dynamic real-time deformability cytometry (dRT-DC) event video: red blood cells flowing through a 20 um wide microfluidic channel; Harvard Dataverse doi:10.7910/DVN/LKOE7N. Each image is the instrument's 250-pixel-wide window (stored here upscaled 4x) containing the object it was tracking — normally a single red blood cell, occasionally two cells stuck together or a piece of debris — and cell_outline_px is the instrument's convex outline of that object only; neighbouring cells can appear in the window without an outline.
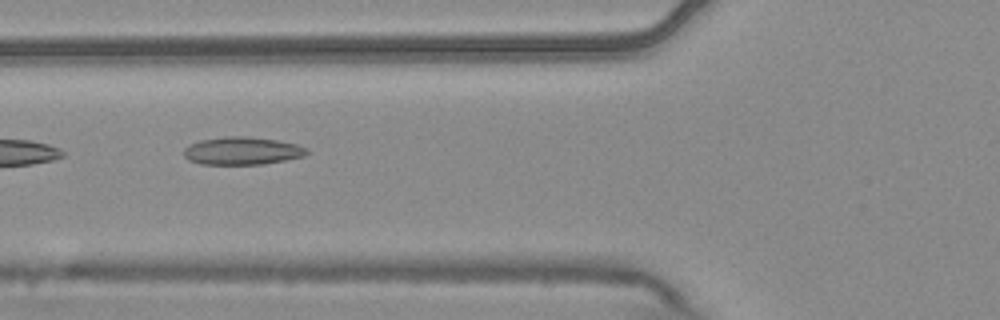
{"species": "common noctule bat (a hibernating species)", "species_latin": "Nyctalus noctula", "temperature_condition": "warm", "stored_images_in_passage": 10, "camera_frame_rate_fps": 3000, "um_per_image_px": 0.085, "animal": {"sex": "male", "body_mass_g": 20.4}, "frame": {"image": 1, "passage_image": 5, "time_ms": 1.333, "image_size_px": [1000, 320], "cell_outline_px": [[308, 152], [304, 156], [264, 164], [200, 164], [188, 160], [184, 156], [184, 148], [188, 144], [200, 140], [224, 136], [252, 136], [276, 140], [296, 144], [308, 148]], "centroid_in_image_um": [20.56, 12.81], "position_along_channel_um": 105.2, "area_um2": 20.06}}
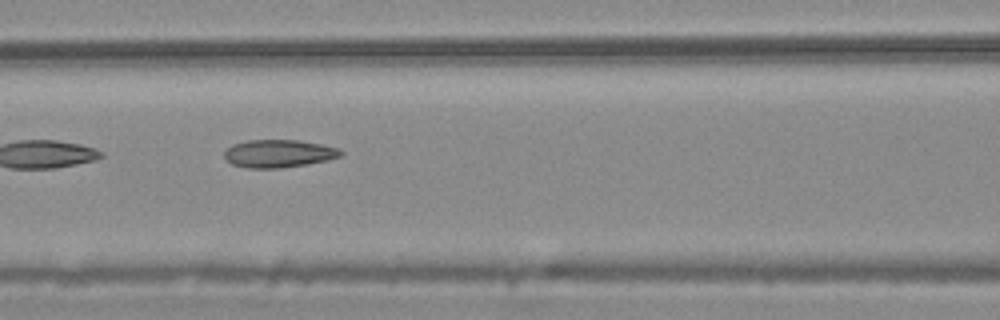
{"frame": {"image": 2, "passage_image": 6, "time_ms": 1.667, "image_size_px": [1000, 320], "cell_outline_px": [[344, 152], [340, 156], [328, 160], [308, 164], [280, 168], [248, 168], [232, 164], [224, 156], [224, 152], [232, 144], [248, 140], [300, 140], [340, 148]], "centroid_in_image_um": [23.71, 13.05], "position_along_channel_um": 142.9, "area_um2": 18.9}}
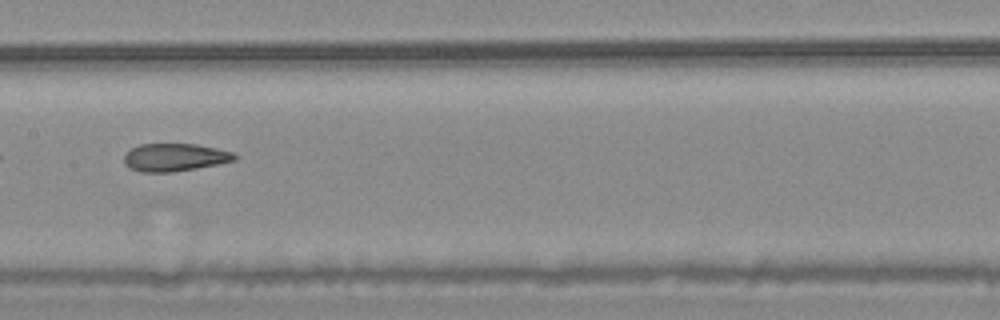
{"frame": {"image": 3, "passage_image": 7, "time_ms": 2.0, "image_size_px": [1000, 320], "cell_outline_px": [[240, 156], [236, 160], [196, 168], [172, 172], [140, 172], [128, 168], [124, 164], [124, 156], [132, 148], [140, 144], [196, 144], [236, 152]], "centroid_in_image_um": [14.88, 13.37], "position_along_channel_um": 192.5, "area_um2": 18.03}}